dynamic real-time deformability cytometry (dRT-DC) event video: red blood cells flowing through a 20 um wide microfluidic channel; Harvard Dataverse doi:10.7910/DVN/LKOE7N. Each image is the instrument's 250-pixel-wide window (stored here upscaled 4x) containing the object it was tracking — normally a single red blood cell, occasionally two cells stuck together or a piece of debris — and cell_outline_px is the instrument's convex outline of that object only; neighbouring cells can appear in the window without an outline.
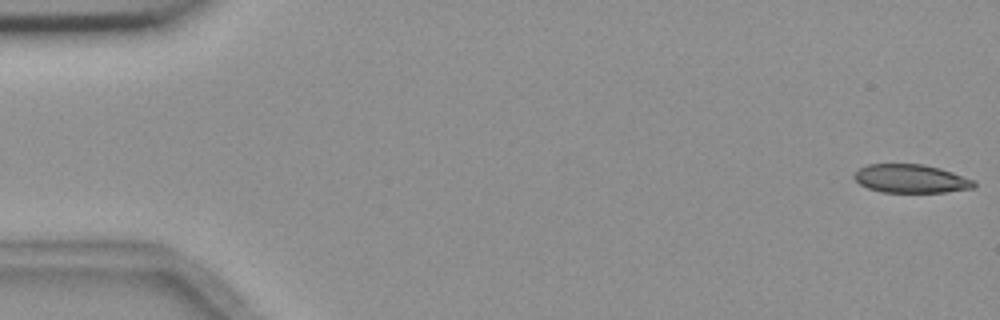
{"species": "common noctule bat (a hibernating species)", "species_latin": "Nyctalus noctula", "temperature_condition": "room temperature", "stored_images_in_passage": 5, "camera_frame_rate_fps": 3000, "um_per_image_px": 0.085, "animal": {"sex": "female", "body_mass_g": 18.4}, "frame": {"image": 1, "passage_image": 1, "time_ms": 0.0, "image_size_px": [1000, 320], "cell_outline_px": [[976, 184], [972, 188], [944, 192], [880, 192], [868, 188], [860, 184], [852, 176], [860, 168], [868, 164], [924, 164], [940, 168], [976, 180]], "centroid_in_image_um": [77.43, 15.18], "position_along_channel_um": 7.6, "area_um2": 19.88}}
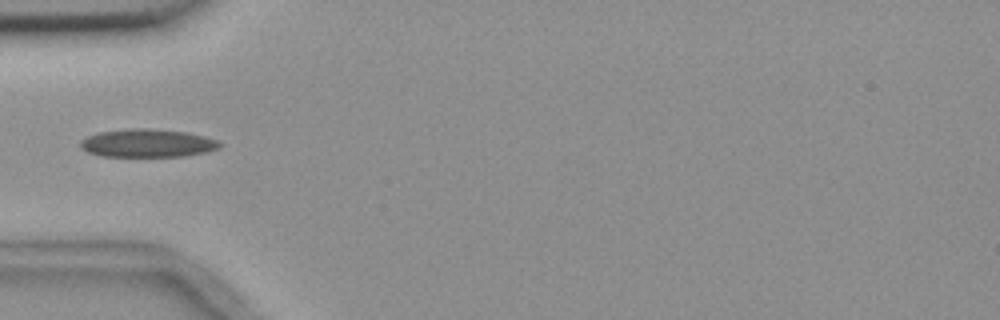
{"frame": {"image": 2, "passage_image": 5, "time_ms": 5.667, "image_size_px": [1000, 320], "cell_outline_px": [[224, 144], [220, 148], [208, 152], [184, 156], [100, 156], [88, 152], [80, 148], [80, 140], [88, 136], [100, 132], [132, 128], [148, 128], [184, 132], [204, 136], [216, 140]], "centroid_in_image_um": [12.55, 12.17], "position_along_channel_um": 72.5, "area_um2": 22.83}}